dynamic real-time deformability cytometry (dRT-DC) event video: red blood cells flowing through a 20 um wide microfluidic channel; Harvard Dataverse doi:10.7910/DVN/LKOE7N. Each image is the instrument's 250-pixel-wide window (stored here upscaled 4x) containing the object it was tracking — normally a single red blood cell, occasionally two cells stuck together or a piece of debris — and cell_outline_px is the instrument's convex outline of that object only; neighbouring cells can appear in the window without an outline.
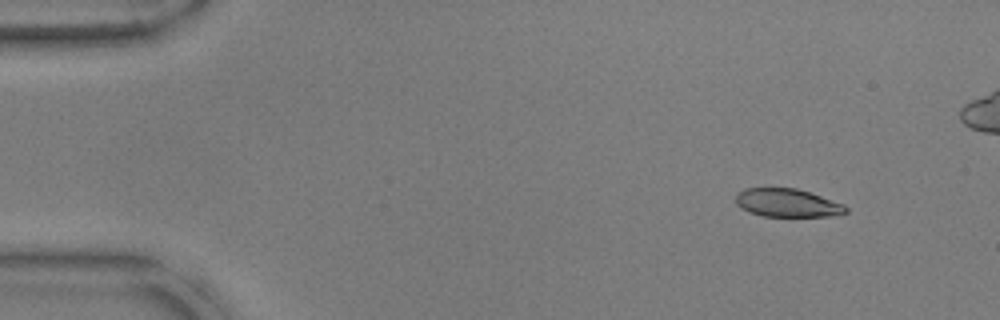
{"species": "common noctule bat (a hibernating species)", "species_latin": "Nyctalus noctula", "temperature_condition": "warm", "stored_images_in_passage": 17, "camera_frame_rate_fps": 3000, "um_per_image_px": 0.085, "animal": {"sex": "male", "body_mass_g": 17.9, "forearm_length_mm": 54.2}, "frame": {"image": 1, "passage_image": 6, "time_ms": 1.667, "image_size_px": [1000, 320], "cell_outline_px": [[848, 212], [828, 216], [764, 216], [748, 212], [740, 208], [736, 204], [736, 192], [744, 188], [796, 188], [844, 204], [848, 208]], "centroid_in_image_um": [66.87, 17.24], "position_along_channel_um": 18.1, "area_um2": 18.09}}